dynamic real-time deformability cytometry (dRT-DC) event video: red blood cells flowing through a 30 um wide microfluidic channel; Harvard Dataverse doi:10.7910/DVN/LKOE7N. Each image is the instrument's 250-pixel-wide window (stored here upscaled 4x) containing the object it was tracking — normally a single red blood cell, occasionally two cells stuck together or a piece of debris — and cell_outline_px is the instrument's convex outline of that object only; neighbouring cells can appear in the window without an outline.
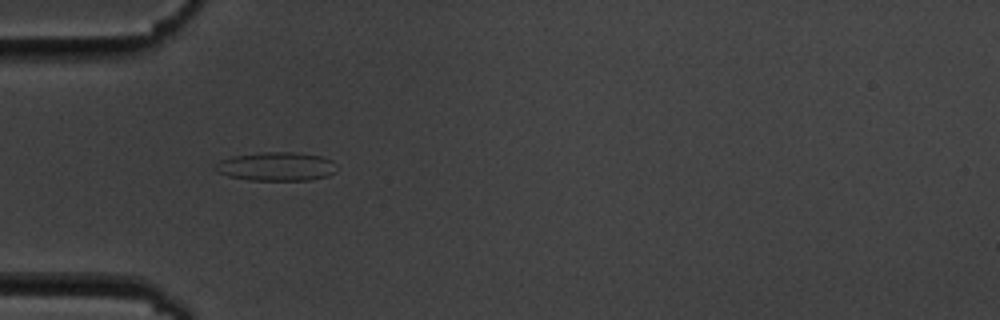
{"species": "common noctule bat (a hibernating species)", "species_latin": "Nyctalus noctula", "temperature_condition": "cold", "stored_images_in_passage": 9, "camera_frame_rate_fps": 3000, "um_per_image_px": 0.085, "animal": {"sex": "male", "body_mass_g": 19.5, "forearm_length_mm": 54.6}, "frame": {"image": 1, "passage_image": 4, "time_ms": 4.333, "image_size_px": [1000, 320], "cell_outline_px": [[340, 168], [336, 172], [328, 176], [308, 180], [248, 180], [228, 176], [216, 172], [212, 168], [220, 160], [232, 156], [260, 152], [296, 152], [320, 156], [332, 160]], "centroid_in_image_um": [23.5, 14.15], "position_along_channel_um": 61.5, "area_um2": 20.69}}
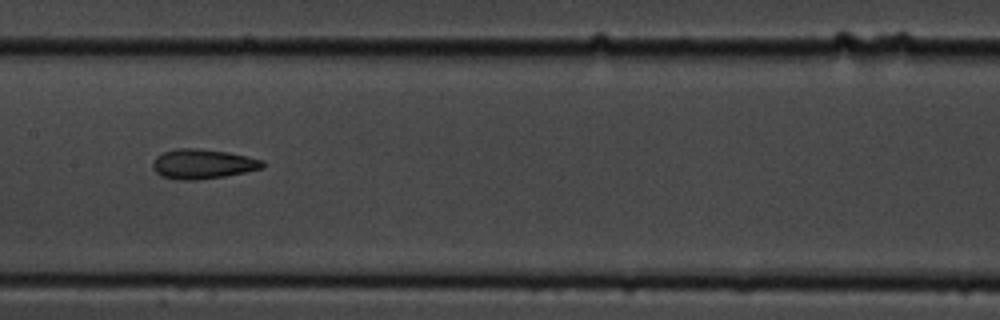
{"frame": {"image": 2, "passage_image": 7, "time_ms": 8.0, "image_size_px": [1000, 320], "cell_outline_px": [[264, 168], [224, 176], [196, 180], [176, 180], [160, 176], [152, 168], [152, 160], [156, 156], [164, 152], [176, 148], [200, 148], [228, 152], [264, 160]], "centroid_in_image_um": [17.19, 13.93], "position_along_channel_um": 190.2, "area_um2": 19.19}}
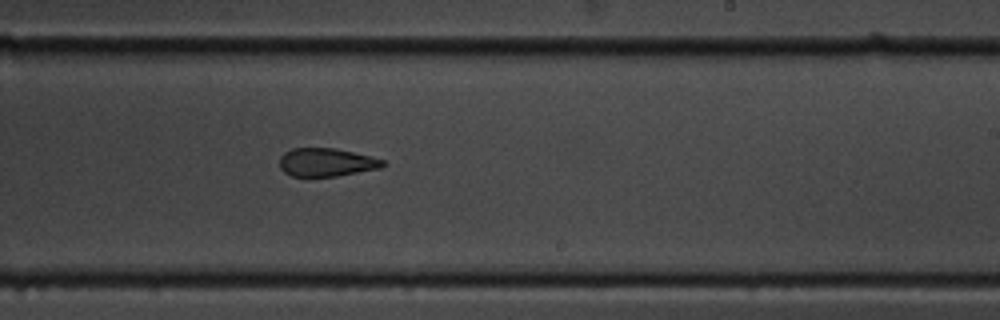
{"frame": {"image": 3, "passage_image": 9, "time_ms": 10.0, "image_size_px": [1000, 320], "cell_outline_px": [[388, 164], [380, 168], [336, 176], [292, 176], [284, 172], [280, 168], [280, 156], [284, 152], [292, 148], [336, 148], [372, 156], [384, 160]], "centroid_in_image_um": [27.76, 13.78], "position_along_channel_um": 261.2, "area_um2": 17.11}}